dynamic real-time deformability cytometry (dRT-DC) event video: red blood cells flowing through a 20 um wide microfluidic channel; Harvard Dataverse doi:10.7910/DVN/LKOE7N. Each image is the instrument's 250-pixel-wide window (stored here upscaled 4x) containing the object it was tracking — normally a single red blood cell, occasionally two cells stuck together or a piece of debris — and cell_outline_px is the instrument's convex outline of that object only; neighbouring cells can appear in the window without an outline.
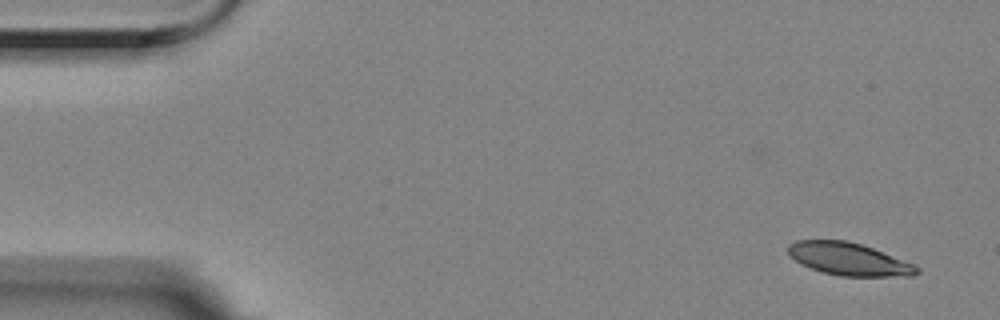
{"species": "Egyptian fruit bat (a non-hibernating species)", "species_latin": "Rousettus aegyptiacus", "temperature_condition": "room temperature", "stored_images_in_passage": 5, "camera_frame_rate_fps": 3000, "um_per_image_px": 0.085, "animal": {"sex": "female"}, "frame": {"image": 1, "passage_image": 1, "time_ms": 0.0, "image_size_px": [1000, 320], "cell_outline_px": [[920, 272], [912, 276], [840, 276], [824, 272], [800, 264], [788, 252], [788, 244], [796, 240], [844, 240], [860, 244], [872, 248], [912, 264], [920, 268]], "centroid_in_image_um": [72.13, 22.02], "position_along_channel_um": 12.9, "area_um2": 24.04}}
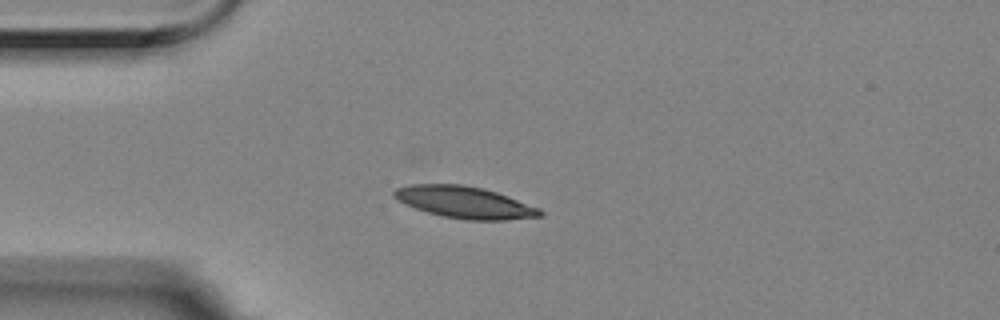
{"frame": {"image": 2, "passage_image": 4, "time_ms": 1.0, "image_size_px": [1000, 320], "cell_outline_px": [[544, 216], [504, 220], [468, 220], [440, 216], [416, 208], [392, 196], [392, 192], [396, 188], [412, 184], [464, 184], [484, 188], [496, 192], [540, 208], [544, 212]], "centroid_in_image_um": [39.52, 17.19], "position_along_channel_um": 45.5, "area_um2": 26.99}}
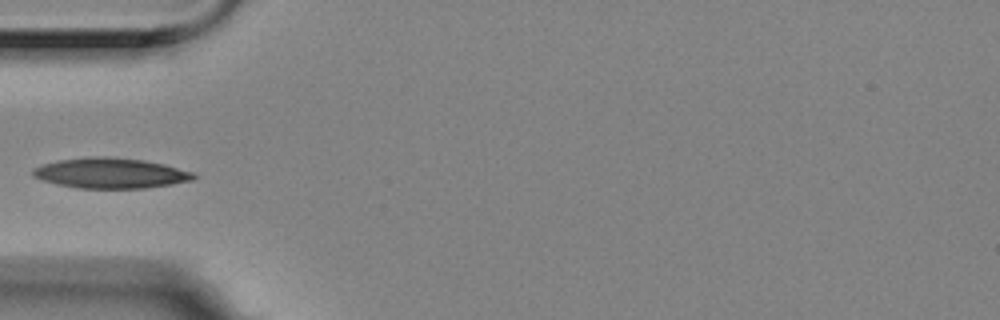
{"frame": {"image": 3, "passage_image": 5, "time_ms": 1.333, "image_size_px": [1000, 320], "cell_outline_px": [[196, 176], [192, 180], [172, 184], [144, 188], [76, 188], [56, 184], [32, 176], [32, 168], [56, 160], [92, 156], [104, 156], [144, 160], [164, 164], [196, 172]], "centroid_in_image_um": [9.4, 14.71], "position_along_channel_um": 75.6, "area_um2": 28.55}}